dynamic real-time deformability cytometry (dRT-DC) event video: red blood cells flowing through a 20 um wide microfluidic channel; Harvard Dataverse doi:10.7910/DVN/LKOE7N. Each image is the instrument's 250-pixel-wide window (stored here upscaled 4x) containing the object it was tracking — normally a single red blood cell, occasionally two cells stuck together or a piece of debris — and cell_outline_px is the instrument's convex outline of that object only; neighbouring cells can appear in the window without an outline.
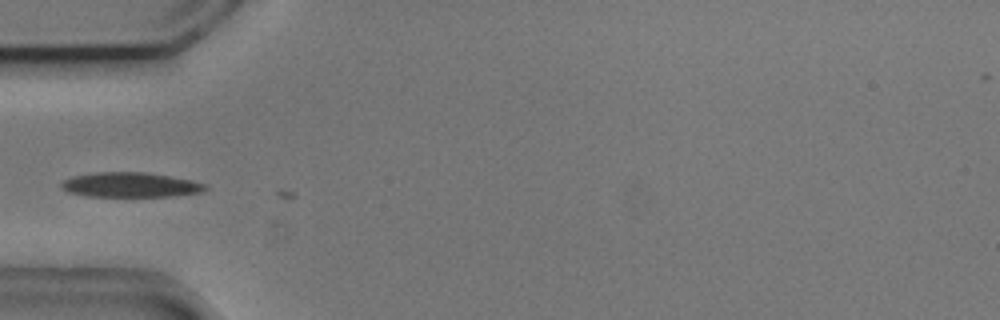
{"species": "common noctule bat (a hibernating species)", "species_latin": "Nyctalus noctula", "temperature_condition": "cold", "stored_images_in_passage": 4, "camera_frame_rate_fps": 3000, "um_per_image_px": 0.085, "animal": {"sex": "male", "body_mass_g": 20.5, "forearm_length_mm": 52.5}, "frame": {"image": 1, "passage_image": 2, "time_ms": 0.333, "image_size_px": [1000, 320], "cell_outline_px": [[208, 188], [200, 192], [172, 196], [88, 196], [68, 192], [60, 184], [64, 180], [72, 176], [96, 172], [144, 172], [192, 180], [208, 184]], "centroid_in_image_um": [11.1, 15.7], "position_along_channel_um": 73.9, "area_um2": 20.63}}